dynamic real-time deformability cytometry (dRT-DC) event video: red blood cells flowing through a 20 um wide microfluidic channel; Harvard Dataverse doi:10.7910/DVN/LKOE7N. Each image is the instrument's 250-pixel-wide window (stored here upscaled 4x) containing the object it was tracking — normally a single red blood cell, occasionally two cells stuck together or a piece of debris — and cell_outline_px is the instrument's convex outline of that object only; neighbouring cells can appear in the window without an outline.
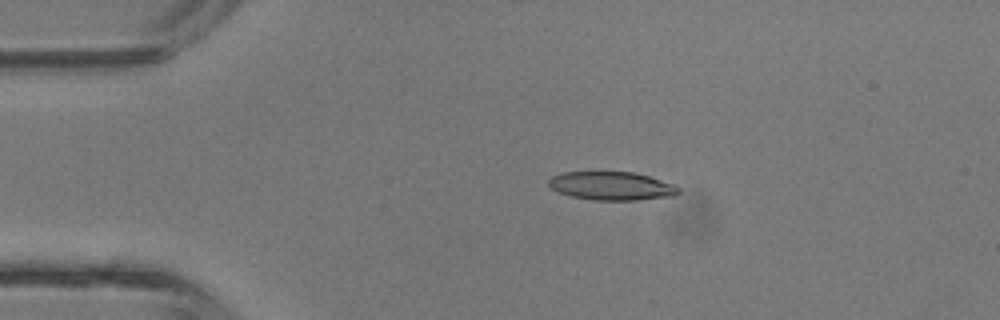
{"species": "common noctule bat (a hibernating species)", "species_latin": "Nyctalus noctula", "temperature_condition": "room temperature", "stored_images_in_passage": 3, "camera_frame_rate_fps": 3000, "um_per_image_px": 0.085, "animal": {"sex": "male", "body_mass_g": 13.3}, "frame": {"image": 1, "passage_image": 3, "time_ms": 0.667, "image_size_px": [1000, 320], "cell_outline_px": [[680, 192], [676, 196], [636, 200], [592, 200], [572, 196], [560, 192], [552, 188], [548, 184], [548, 180], [552, 176], [560, 172], [636, 172], [672, 184], [680, 188]], "centroid_in_image_um": [52.0, 15.8], "position_along_channel_um": 33.0, "area_um2": 21.5}}